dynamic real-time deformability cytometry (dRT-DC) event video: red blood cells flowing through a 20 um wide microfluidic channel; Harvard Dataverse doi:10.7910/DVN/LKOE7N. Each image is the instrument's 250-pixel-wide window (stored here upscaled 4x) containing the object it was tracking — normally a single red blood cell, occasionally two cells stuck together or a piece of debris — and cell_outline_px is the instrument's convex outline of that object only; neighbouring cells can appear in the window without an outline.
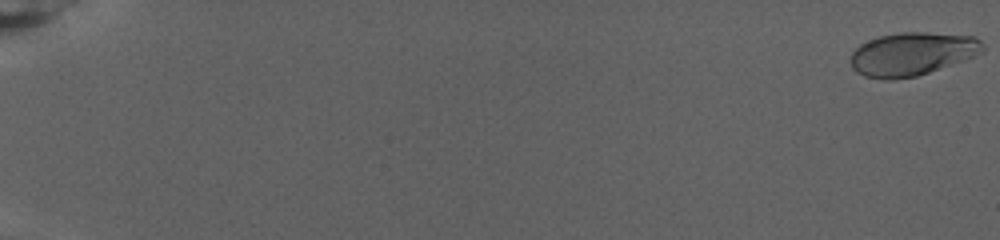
{"species": "human", "species_latin": "Homo sapiens", "temperature_condition": "warm", "stored_images_in_passage": 84, "camera_frame_rate_fps": 3000, "um_per_image_px": 0.085, "donor": {"sex": "female"}, "frame": {"image": 1, "passage_image": 1, "time_ms": 0.0, "image_size_px": [1000, 240], "cell_outline_px": [[984, 52], [928, 72], [916, 76], [892, 80], [884, 80], [864, 76], [856, 72], [852, 68], [848, 60], [852, 52], [860, 44], [880, 36], [900, 32], [928, 32], [976, 36], [984, 44]], "centroid_in_image_um": [77.49, 4.58], "position_along_channel_um": 7.5, "area_um2": 33.41}}
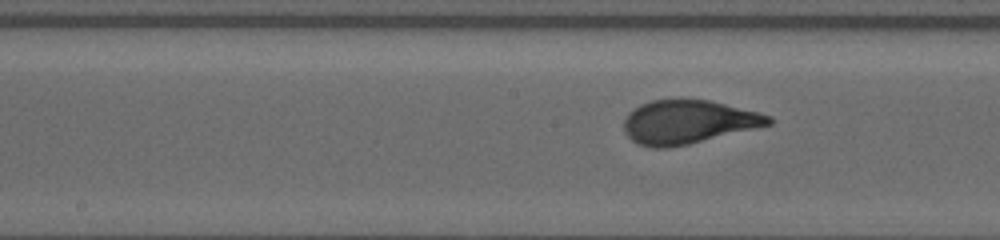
{"frame": {"image": 2, "passage_image": 47, "time_ms": 15.333, "image_size_px": [1000, 240], "cell_outline_px": [[772, 124], [688, 144], [668, 148], [652, 148], [636, 144], [624, 132], [624, 120], [628, 112], [632, 108], [640, 104], [652, 100], [708, 100], [760, 112], [772, 116]], "centroid_in_image_um": [58.45, 10.37], "position_along_channel_um": 189.7, "area_um2": 36.7}}
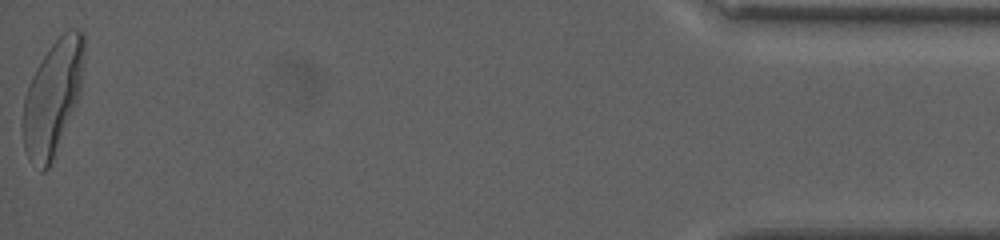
{"frame": {"image": 3, "passage_image": 84, "time_ms": 27.667, "image_size_px": [1000, 240], "cell_outline_px": [[84, 48], [80, 96], [52, 164], [44, 172], [40, 172], [28, 156], [24, 148], [20, 124], [20, 120], [24, 96], [32, 76], [36, 68], [52, 44], [68, 28], [76, 28], [84, 32]], "centroid_in_image_um": [4.46, 8.35], "position_along_channel_um": 430.7, "area_um2": 41.44}, "authors_computed_cell_mechanics": {"area_um2": 35.258, "velocity_mm_per_s": 2.6093, "shape_relaxation_time_tau1_ms": 5.5891, "shape_relaxation_time_tau2_ms": null, "deformation_change_tau1": 0.2361, "deformation_change_tau2": null}}